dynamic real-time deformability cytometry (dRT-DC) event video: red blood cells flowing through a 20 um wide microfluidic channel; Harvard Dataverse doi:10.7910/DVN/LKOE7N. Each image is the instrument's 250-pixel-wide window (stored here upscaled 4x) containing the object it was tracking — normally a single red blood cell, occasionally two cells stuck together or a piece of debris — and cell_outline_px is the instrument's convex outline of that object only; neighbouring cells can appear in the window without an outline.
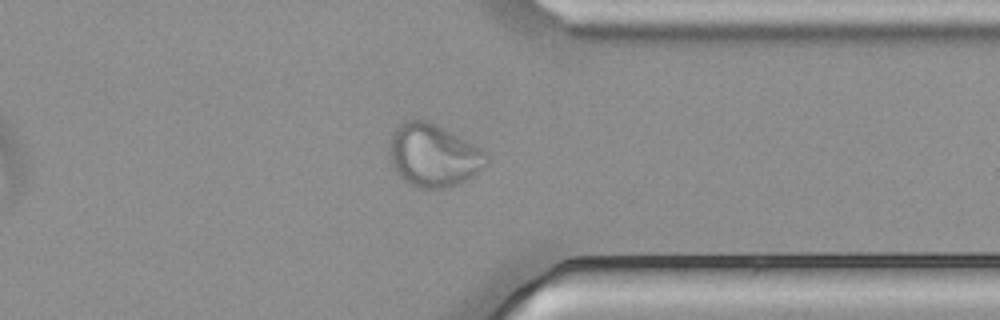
{"species": "common noctule bat (a hibernating species)", "species_latin": "Nyctalus noctula", "temperature_condition": "cold", "stored_images_in_passage": 54, "camera_frame_rate_fps": 3000, "um_per_image_px": 0.085, "animal": {"sex": "male", "body_mass_g": 21.5, "forearm_length_mm": 52.0}, "frame": {"image": 1, "passage_image": 42, "time_ms": 13.667, "image_size_px": [1000, 320], "cell_outline_px": [[488, 164], [480, 172], [456, 184], [440, 188], [416, 188], [404, 180], [396, 172], [392, 164], [388, 152], [388, 148], [392, 136], [396, 128], [404, 120], [428, 120], [444, 128], [472, 144], [484, 152], [488, 156]], "centroid_in_image_um": [36.82, 13.21], "position_along_channel_um": 374.6, "area_um2": 35.2}}
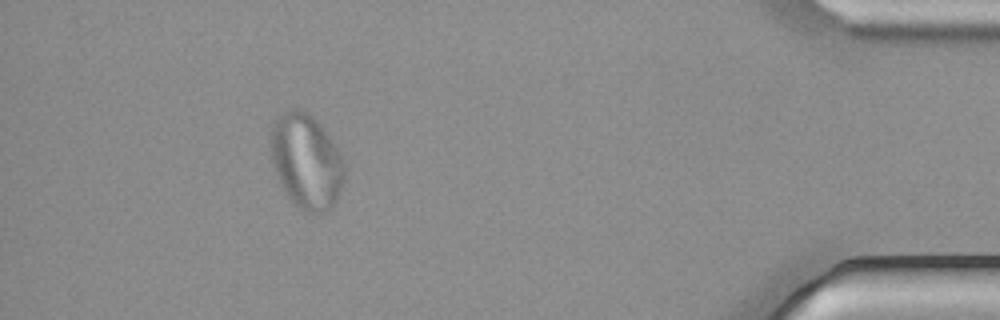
{"frame": {"image": 2, "passage_image": 49, "time_ms": 16.0, "image_size_px": [1000, 320], "cell_outline_px": [[344, 180], [336, 200], [332, 208], [328, 212], [320, 216], [304, 212], [296, 208], [280, 184], [276, 176], [272, 160], [272, 124], [276, 116], [292, 108], [308, 112], [320, 124], [340, 152], [344, 160]], "centroid_in_image_um": [26.05, 13.77], "position_along_channel_um": 409.1, "area_um2": 41.1}}